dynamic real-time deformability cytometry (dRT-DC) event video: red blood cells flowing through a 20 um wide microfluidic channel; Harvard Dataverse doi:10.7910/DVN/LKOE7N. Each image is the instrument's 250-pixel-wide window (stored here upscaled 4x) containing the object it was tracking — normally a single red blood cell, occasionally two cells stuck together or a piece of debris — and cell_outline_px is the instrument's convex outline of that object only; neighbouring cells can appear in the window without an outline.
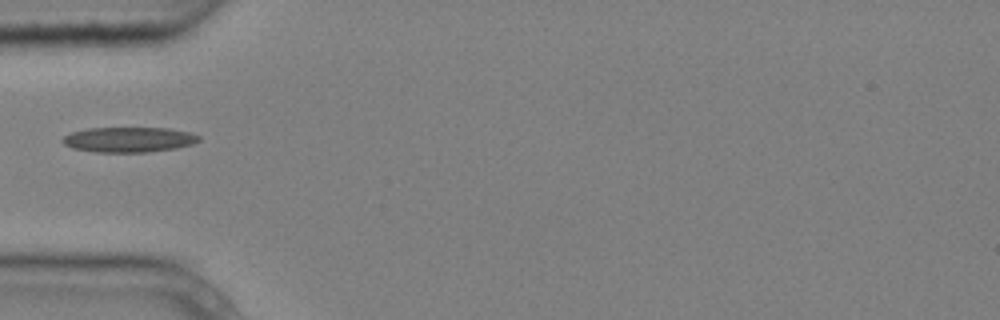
{"species": "common noctule bat (a hibernating species)", "species_latin": "Nyctalus noctula", "temperature_condition": "cold", "stored_images_in_passage": 7, "camera_frame_rate_fps": 3000, "um_per_image_px": 0.085, "animal": {"sex": "male", "body_mass_g": 20.4}, "frame": {"image": 1, "passage_image": 6, "time_ms": 1.667, "image_size_px": [1000, 320], "cell_outline_px": [[200, 140], [192, 144], [176, 148], [148, 152], [96, 152], [72, 148], [64, 144], [60, 140], [64, 136], [72, 132], [88, 128], [168, 128], [188, 132], [200, 136]], "centroid_in_image_um": [10.93, 11.87], "position_along_channel_um": 74.1, "area_um2": 19.94}}
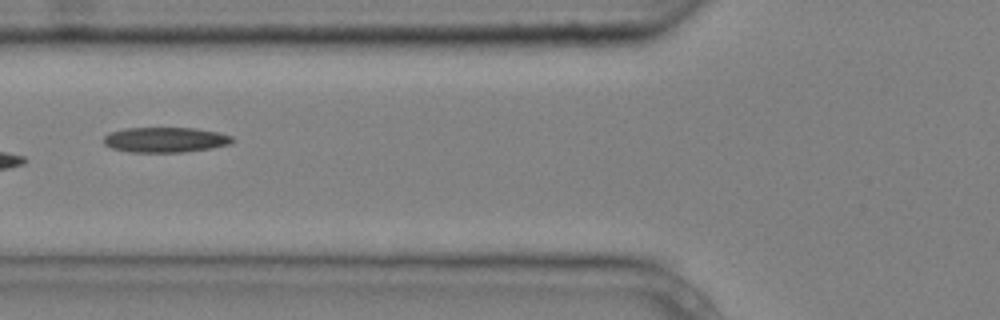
{"frame": {"image": 2, "passage_image": 7, "time_ms": 2.0, "image_size_px": [1000, 320], "cell_outline_px": [[236, 140], [232, 144], [184, 152], [128, 152], [112, 148], [104, 144], [104, 136], [108, 132], [124, 128], [196, 128], [220, 132], [232, 136]], "centroid_in_image_um": [14.06, 11.87], "position_along_channel_um": 111.7, "area_um2": 19.07}}